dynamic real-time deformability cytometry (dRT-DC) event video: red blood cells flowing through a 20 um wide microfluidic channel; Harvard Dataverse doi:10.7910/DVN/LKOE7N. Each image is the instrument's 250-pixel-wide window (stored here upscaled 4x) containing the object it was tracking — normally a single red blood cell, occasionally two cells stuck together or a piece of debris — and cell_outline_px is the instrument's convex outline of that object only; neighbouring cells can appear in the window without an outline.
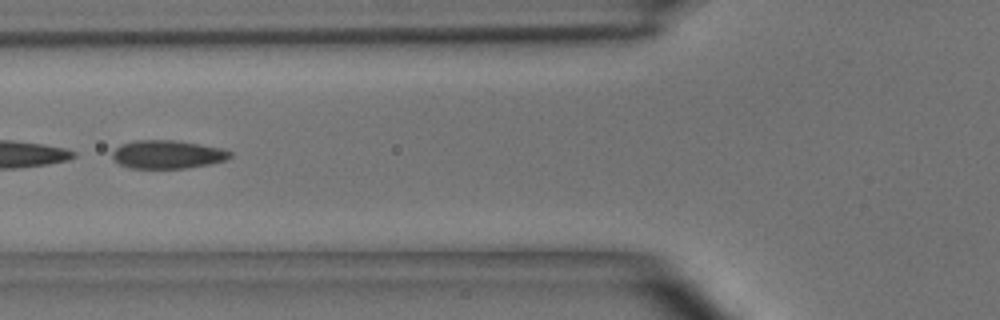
{"species": "common noctule bat (a hibernating species)", "species_latin": "Nyctalus noctula", "temperature_condition": "room temperature", "stored_images_in_passage": 4, "camera_frame_rate_fps": 3000, "um_per_image_px": 0.085, "animal": {"sex": "male", "body_mass_g": 15.6}, "frame": {"image": 1, "passage_image": 4, "time_ms": 3.667, "image_size_px": [1000, 320], "cell_outline_px": [[232, 156], [224, 160], [208, 164], [184, 168], [128, 168], [120, 164], [112, 156], [112, 152], [120, 144], [132, 140], [176, 140], [224, 148], [232, 152]], "centroid_in_image_um": [14.23, 13.11], "position_along_channel_um": 111.6, "area_um2": 19.48}}